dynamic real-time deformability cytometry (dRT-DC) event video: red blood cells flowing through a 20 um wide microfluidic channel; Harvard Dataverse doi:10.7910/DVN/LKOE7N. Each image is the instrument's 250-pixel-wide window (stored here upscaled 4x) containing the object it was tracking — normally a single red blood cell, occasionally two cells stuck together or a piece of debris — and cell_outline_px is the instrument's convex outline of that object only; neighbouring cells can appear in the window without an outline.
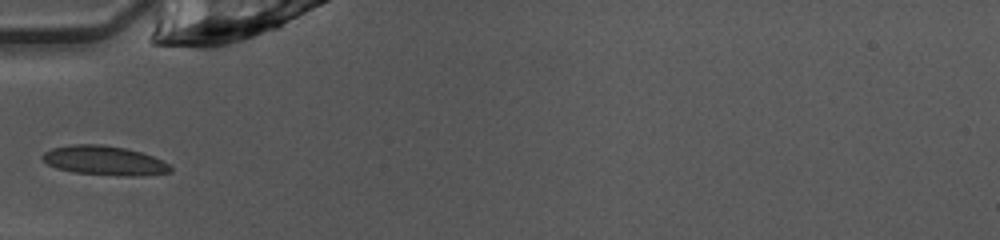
{"species": "common noctule bat (a hibernating species)", "species_latin": "Nyctalus noctula", "temperature_condition": "warm", "stored_images_in_passage": 33, "camera_frame_rate_fps": 3000, "um_per_image_px": 0.085, "animal": {"sex": "female", "body_mass_g": 10.0, "forearm_length_mm": 53.1}, "frame": {"image": 1, "passage_image": 1, "time_ms": 0.0, "image_size_px": [1000, 240], "cell_outline_px": [[172, 172], [136, 176], [72, 172], [56, 168], [48, 164], [40, 156], [44, 152], [52, 148], [72, 144], [100, 144], [128, 148], [152, 156], [168, 164], [172, 168]], "centroid_in_image_um": [8.85, 13.63], "position_along_channel_um": 76.2, "area_um2": 21.68}}
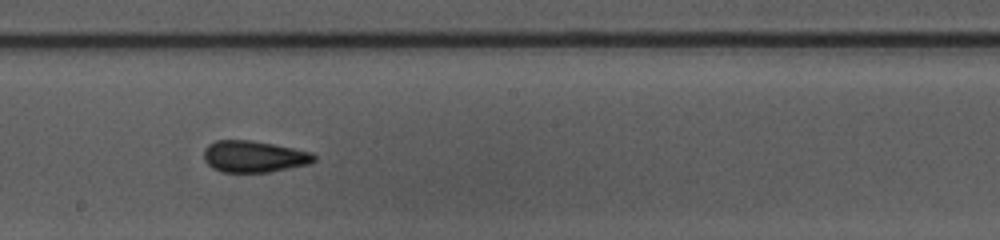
{"frame": {"image": 2, "passage_image": 12, "time_ms": 3.667, "image_size_px": [1000, 240], "cell_outline_px": [[316, 160], [312, 164], [268, 172], [220, 172], [212, 168], [204, 160], [204, 148], [208, 144], [216, 140], [248, 140], [272, 144], [312, 152], [316, 156]], "centroid_in_image_um": [21.59, 13.31], "position_along_channel_um": 226.6, "area_um2": 20.4}}
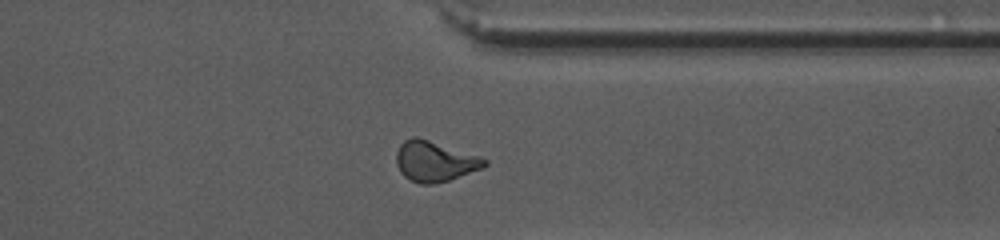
{"frame": {"image": 3, "passage_image": 23, "time_ms": 7.333, "image_size_px": [1000, 240], "cell_outline_px": [[488, 164], [484, 168], [436, 184], [420, 184], [404, 176], [400, 172], [396, 164], [396, 152], [400, 144], [404, 140], [412, 136], [416, 136], [480, 156], [488, 160]], "centroid_in_image_um": [36.95, 13.71], "position_along_channel_um": 374.4, "area_um2": 20.87}}